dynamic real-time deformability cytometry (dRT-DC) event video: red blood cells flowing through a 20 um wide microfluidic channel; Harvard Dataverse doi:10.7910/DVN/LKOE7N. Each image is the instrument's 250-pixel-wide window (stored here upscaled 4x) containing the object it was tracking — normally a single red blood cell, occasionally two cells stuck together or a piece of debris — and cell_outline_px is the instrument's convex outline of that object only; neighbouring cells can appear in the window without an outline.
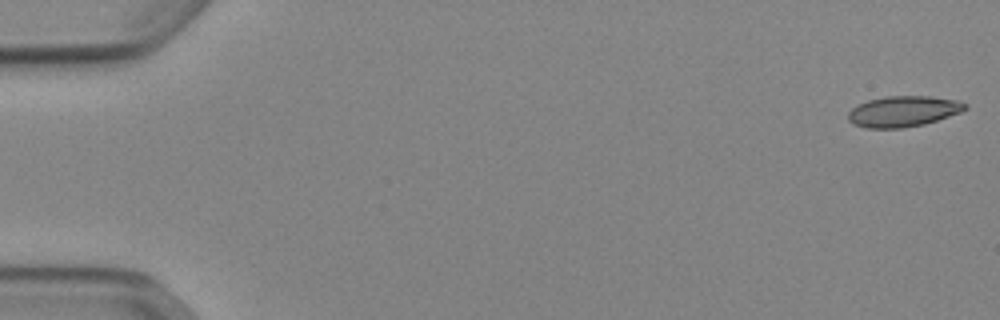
{"species": "Egyptian fruit bat (a non-hibernating species)", "species_latin": "Rousettus aegyptiacus", "temperature_condition": "cold", "stored_images_in_passage": 52, "camera_frame_rate_fps": 3000, "um_per_image_px": 0.085, "animal": {"sex": "female"}, "frame": {"image": 1, "passage_image": 1, "time_ms": 0.0, "image_size_px": [1000, 320], "cell_outline_px": [[968, 108], [960, 112], [924, 124], [900, 128], [868, 128], [852, 124], [848, 120], [848, 112], [852, 108], [868, 100], [884, 96], [932, 96], [956, 100], [968, 104]], "centroid_in_image_um": [76.76, 9.46], "position_along_channel_um": 8.2, "area_um2": 20.92}}
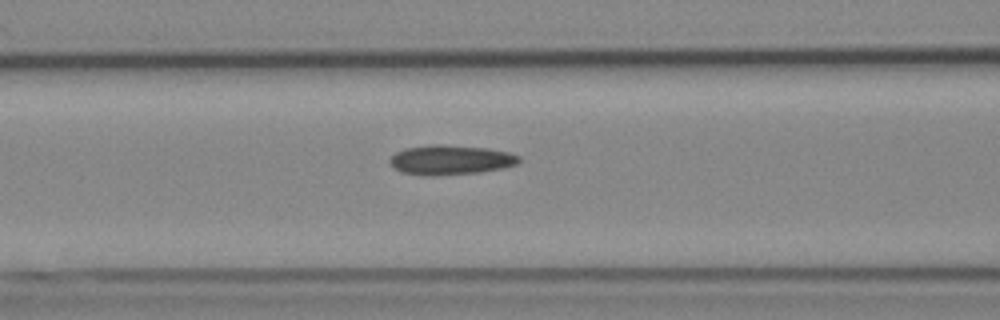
{"frame": {"image": 2, "passage_image": 22, "time_ms": 7.0, "image_size_px": [1000, 320], "cell_outline_px": [[520, 160], [516, 164], [504, 168], [480, 172], [436, 176], [428, 176], [400, 172], [388, 160], [396, 152], [404, 148], [432, 144], [440, 144], [488, 148], [508, 152], [520, 156]], "centroid_in_image_um": [38.3, 13.59], "position_along_channel_um": 128.3, "area_um2": 22.43}}
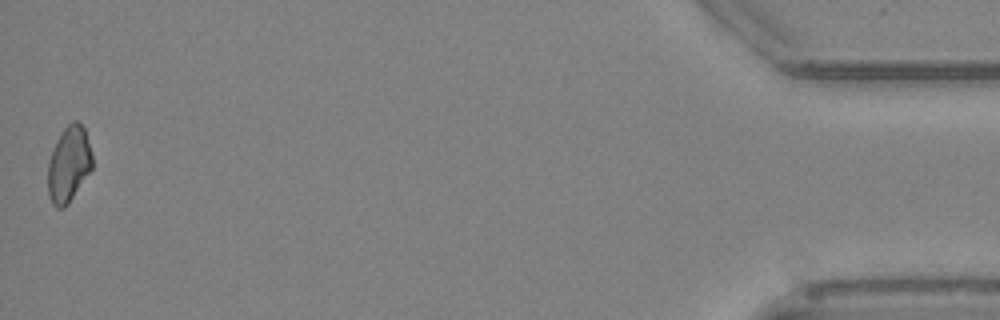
{"frame": {"image": 3, "passage_image": 52, "time_ms": 17.0, "image_size_px": [1000, 320], "cell_outline_px": [[92, 168], [68, 204], [64, 208], [56, 208], [52, 204], [48, 196], [48, 160], [56, 140], [64, 128], [72, 120], [76, 120], [84, 128], [92, 156]], "centroid_in_image_um": [5.82, 13.97], "position_along_channel_um": 429.4, "area_um2": 19.54}}